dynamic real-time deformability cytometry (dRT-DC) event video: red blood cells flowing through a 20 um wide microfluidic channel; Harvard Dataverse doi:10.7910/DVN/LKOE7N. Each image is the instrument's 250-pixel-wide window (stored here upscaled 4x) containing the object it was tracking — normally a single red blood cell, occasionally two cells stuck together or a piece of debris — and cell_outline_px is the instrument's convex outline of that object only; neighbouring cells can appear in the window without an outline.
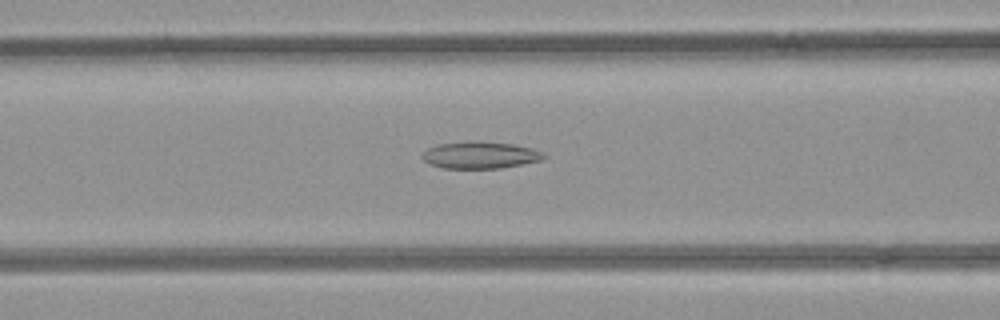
{"species": "common noctule bat (a hibernating species)", "species_latin": "Nyctalus noctula", "temperature_condition": "room temperature", "stored_images_in_passage": 38, "camera_frame_rate_fps": 3000, "um_per_image_px": 0.085, "animal": {"sex": "female", "body_mass_g": 21.9}, "frame": {"image": 1, "passage_image": 14, "time_ms": 4.333, "image_size_px": [1000, 320], "cell_outline_px": [[548, 156], [544, 160], [500, 168], [444, 168], [428, 164], [420, 156], [428, 148], [436, 144], [472, 140], [476, 140], [512, 144], [532, 148], [544, 152]], "centroid_in_image_um": [40.83, 13.17], "position_along_channel_um": 125.8, "area_um2": 19.42}}
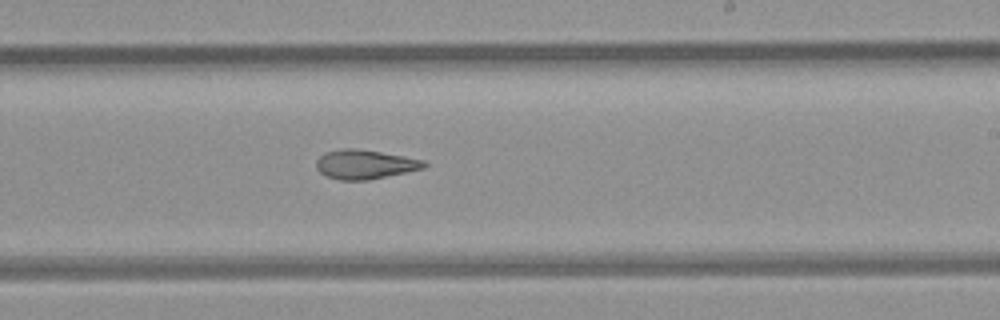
{"frame": {"image": 2, "passage_image": 24, "time_ms": 7.667, "image_size_px": [1000, 320], "cell_outline_px": [[428, 164], [424, 168], [368, 180], [340, 180], [324, 176], [316, 168], [316, 160], [324, 152], [340, 148], [352, 148], [380, 152], [424, 160]], "centroid_in_image_um": [30.96, 13.97], "position_along_channel_um": 258.0, "area_um2": 18.32}}
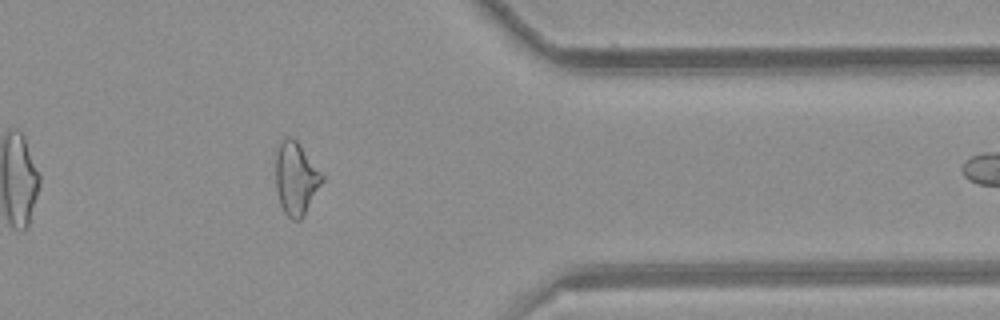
{"frame": {"image": 3, "passage_image": 35, "time_ms": 11.333, "image_size_px": [1000, 320], "cell_outline_px": [[324, 180], [300, 220], [292, 220], [284, 212], [280, 204], [276, 188], [276, 152], [280, 140], [284, 136], [292, 136], [296, 140], [324, 176]], "centroid_in_image_um": [25.13, 15.13], "position_along_channel_um": 386.3, "area_um2": 19.54}, "authors_computed_cell_mechanics": {"area_um2": 19.3052, "velocity_mm_per_s": 3.9609, "shape_relaxation_time_tau1_ms": null, "shape_relaxation_time_tau2_ms": 3.8149, "deformation_change_tau1": null, "deformation_change_tau2": 0.1211}}